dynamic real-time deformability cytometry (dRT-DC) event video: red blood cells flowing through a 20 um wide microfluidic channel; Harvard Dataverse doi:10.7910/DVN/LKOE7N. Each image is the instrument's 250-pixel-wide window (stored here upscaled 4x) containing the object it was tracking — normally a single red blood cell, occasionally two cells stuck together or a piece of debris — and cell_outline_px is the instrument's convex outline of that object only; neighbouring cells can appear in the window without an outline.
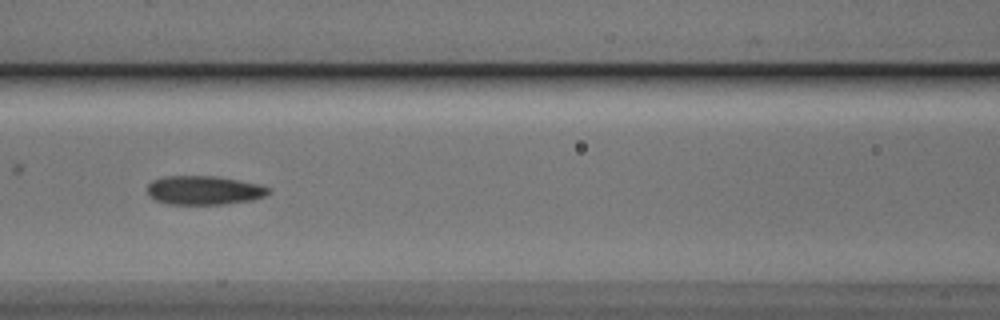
{"species": "Egyptian fruit bat (a non-hibernating species)", "species_latin": "Rousettus aegyptiacus", "temperature_condition": "cold", "stored_images_in_passage": 48, "camera_frame_rate_fps": 3000, "um_per_image_px": 0.085, "animal": {"sex": "male"}, "frame": {"image": 1, "passage_image": 18, "time_ms": 5.667, "image_size_px": [1000, 320], "cell_outline_px": [[272, 192], [264, 196], [252, 200], [224, 204], [168, 204], [156, 200], [148, 196], [148, 184], [152, 180], [164, 176], [216, 176], [256, 184], [272, 188]], "centroid_in_image_um": [17.33, 16.17], "position_along_channel_um": 149.3, "area_um2": 20.4}}
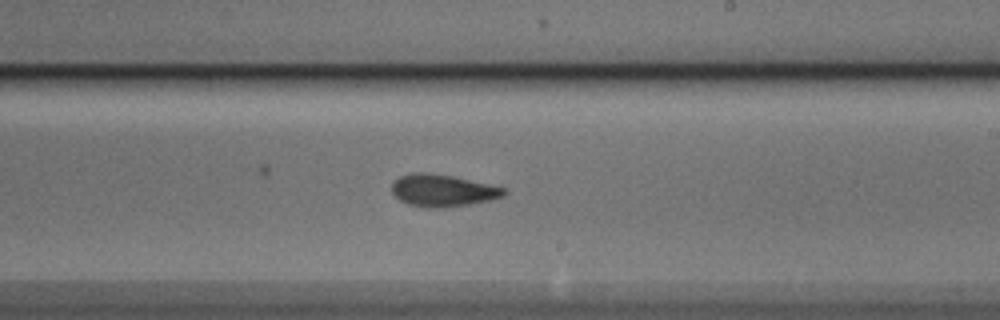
{"frame": {"image": 2, "passage_image": 26, "time_ms": 8.333, "image_size_px": [1000, 320], "cell_outline_px": [[508, 192], [504, 196], [492, 200], [444, 208], [424, 208], [408, 204], [400, 200], [392, 192], [392, 184], [400, 176], [412, 172], [424, 172], [452, 176], [488, 184], [504, 188]], "centroid_in_image_um": [37.63, 16.2], "position_along_channel_um": 251.4, "area_um2": 20.98}}
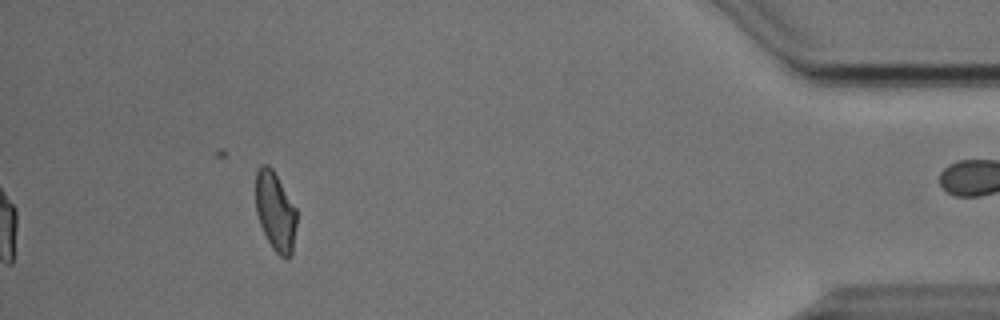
{"frame": {"image": 3, "passage_image": 43, "time_ms": 14.0, "image_size_px": [1000, 320], "cell_outline_px": [[296, 224], [292, 256], [280, 256], [272, 248], [260, 224], [256, 212], [256, 172], [260, 164], [268, 164], [272, 168], [296, 208]], "centroid_in_image_um": [23.4, 17.95], "position_along_channel_um": 411.8, "area_um2": 18.73}, "authors_computed_cell_mechanics": {"area_um2": 20.4034, "velocity_mm_per_s": 3.838, "shape_relaxation_time_tau1_ms": 6.428, "shape_relaxation_time_tau2_ms": 4.519, "deformation_change_tau1": 0.1488, "deformation_change_tau2": 0.0886}}